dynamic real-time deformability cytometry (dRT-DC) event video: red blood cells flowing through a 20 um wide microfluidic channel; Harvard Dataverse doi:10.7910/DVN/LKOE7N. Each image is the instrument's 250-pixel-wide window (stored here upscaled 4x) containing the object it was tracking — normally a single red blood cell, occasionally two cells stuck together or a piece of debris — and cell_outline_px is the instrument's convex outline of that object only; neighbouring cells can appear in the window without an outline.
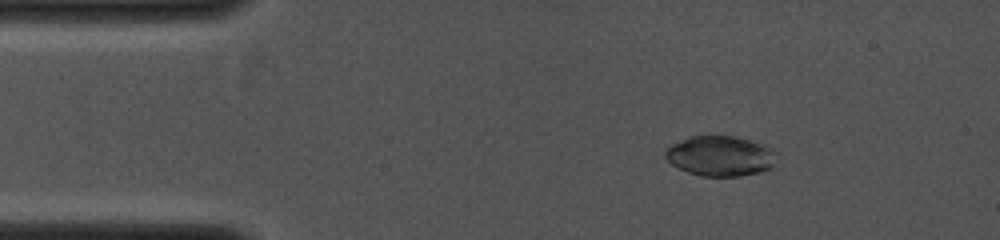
{"species": "common noctule bat (a hibernating species)", "species_latin": "Nyctalus noctula", "temperature_condition": "cold", "stored_images_in_passage": 6, "camera_frame_rate_fps": 4000, "um_per_image_px": 0.085, "animal": {"sex": "female", "body_mass_g": 19.0, "forearm_length_mm": 53.3}, "frame": {"image": 1, "passage_image": 4, "time_ms": 1.25, "image_size_px": [1000, 240], "cell_outline_px": [[776, 152], [772, 168], [740, 176], [700, 176], [688, 172], [672, 164], [664, 156], [664, 148], [672, 144], [692, 136], [736, 136], [772, 148]], "centroid_in_image_um": [61.19, 13.26], "position_along_channel_um": 23.8, "area_um2": 25.84}}
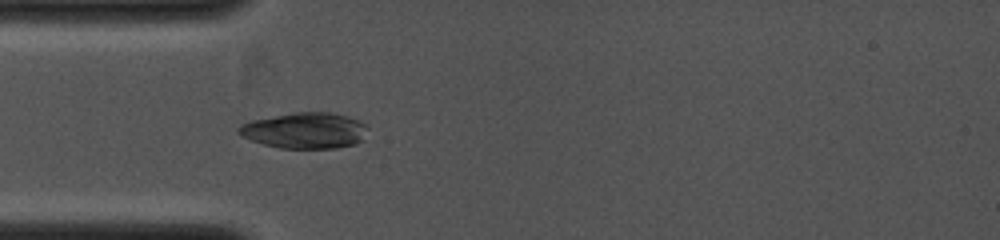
{"frame": {"image": 2, "passage_image": 6, "time_ms": 3.0, "image_size_px": [1000, 240], "cell_outline_px": [[368, 128], [364, 140], [356, 144], [336, 148], [280, 148], [264, 144], [240, 136], [236, 132], [236, 128], [240, 124], [252, 120], [296, 112], [328, 112], [348, 116], [360, 120]], "centroid_in_image_um": [25.93, 11.09], "position_along_channel_um": 59.1, "area_um2": 27.22}}